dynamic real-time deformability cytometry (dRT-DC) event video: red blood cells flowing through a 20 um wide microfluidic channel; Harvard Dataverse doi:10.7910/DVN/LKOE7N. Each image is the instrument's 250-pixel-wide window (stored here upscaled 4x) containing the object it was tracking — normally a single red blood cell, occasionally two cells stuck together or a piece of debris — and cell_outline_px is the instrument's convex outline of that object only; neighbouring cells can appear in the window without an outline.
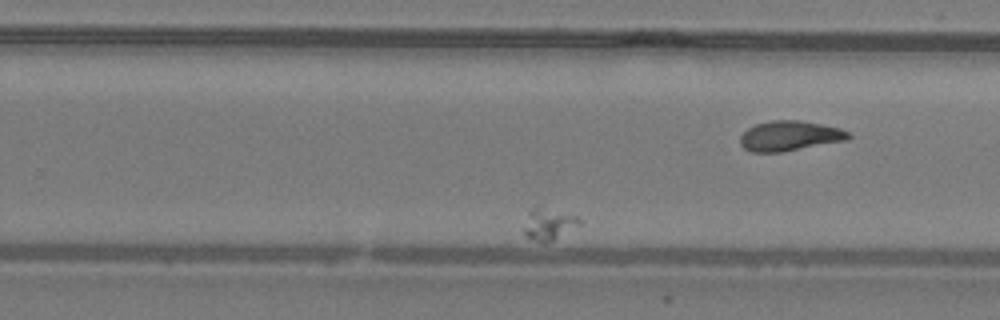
{"species": "common noctule bat (a hibernating species)", "species_latin": "Nyctalus noctula", "temperature_condition": "warm", "stored_images_in_passage": 40, "camera_frame_rate_fps": 3000, "um_per_image_px": 0.085, "animal": {"sex": "male", "body_mass_g": 19.2, "forearm_length_mm": 51.8}, "frame": {"image": 1, "passage_image": 30, "time_ms": 9.667, "image_size_px": [1000, 320], "cell_outline_px": [[584, 224], [544, 244], [528, 240], [524, 236], [524, 228], [528, 212], [532, 208], [536, 208], [576, 216]], "centroid_in_image_um": [46.62, 19.14], "position_along_channel_um": 283.2, "area_um2": 10.06}}